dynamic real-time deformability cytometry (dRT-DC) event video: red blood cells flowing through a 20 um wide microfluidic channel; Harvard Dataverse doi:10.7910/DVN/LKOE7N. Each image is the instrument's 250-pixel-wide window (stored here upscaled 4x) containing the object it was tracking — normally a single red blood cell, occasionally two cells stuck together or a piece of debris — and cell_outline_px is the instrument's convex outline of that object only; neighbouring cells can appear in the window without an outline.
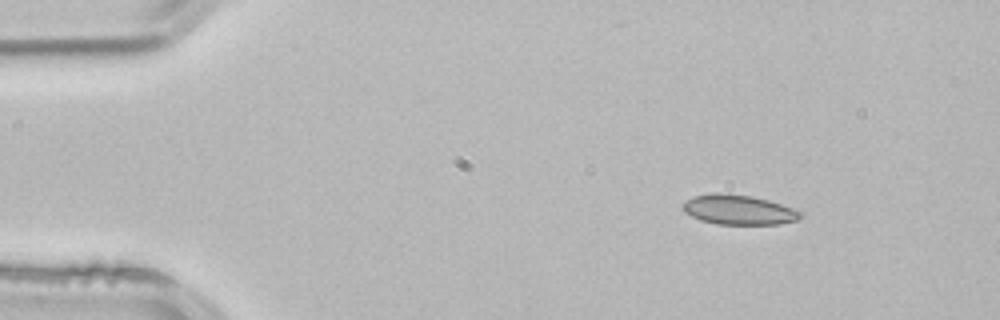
{"species": "common noctule bat (a hibernating species)", "species_latin": "Nyctalus noctula", "temperature_condition": "room temperature", "stored_images_in_passage": 3, "camera_frame_rate_fps": 3000, "um_per_image_px": 0.085, "animal": {"sex": "male", "body_mass_g": 21.5, "forearm_length_mm": 52.0}, "frame": {"image": 1, "passage_image": 1, "time_ms": 0.0, "image_size_px": [1000, 320], "cell_outline_px": [[804, 216], [800, 220], [780, 224], [716, 224], [700, 220], [684, 212], [680, 208], [684, 200], [692, 196], [724, 192], [752, 196], [768, 200], [804, 212]], "centroid_in_image_um": [62.78, 17.83], "position_along_channel_um": 22.2, "area_um2": 20.75}}
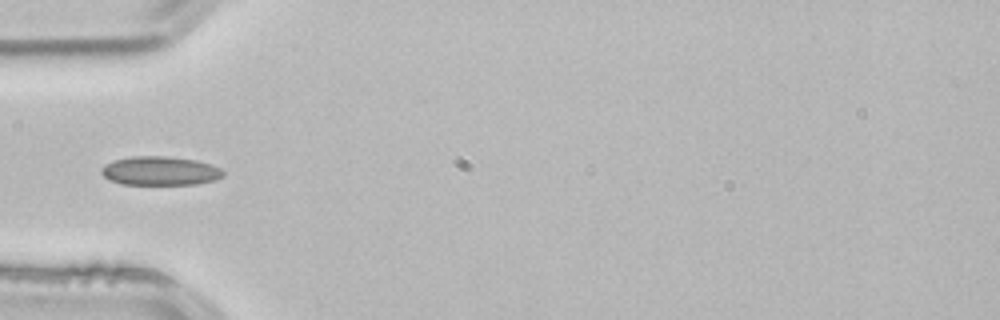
{"frame": {"image": 2, "passage_image": 3, "time_ms": 0.667, "image_size_px": [1000, 320], "cell_outline_px": [[224, 176], [216, 180], [196, 184], [120, 184], [108, 180], [100, 172], [100, 168], [104, 164], [112, 160], [132, 156], [168, 156], [196, 160], [220, 168], [224, 172]], "centroid_in_image_um": [13.56, 14.52], "position_along_channel_um": 71.4, "area_um2": 20.69}}